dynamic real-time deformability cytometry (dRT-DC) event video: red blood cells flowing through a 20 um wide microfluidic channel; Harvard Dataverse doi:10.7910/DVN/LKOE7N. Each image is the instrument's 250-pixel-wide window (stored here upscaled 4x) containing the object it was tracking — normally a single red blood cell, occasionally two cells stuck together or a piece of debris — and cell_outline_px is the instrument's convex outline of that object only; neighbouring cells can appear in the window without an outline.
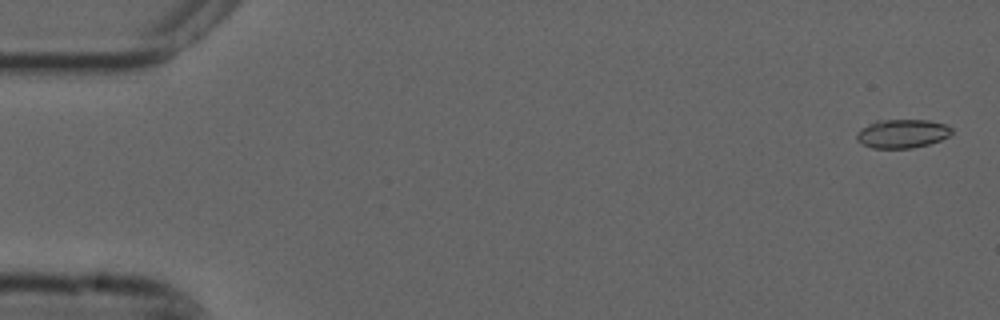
{"species": "common noctule bat (a hibernating species)", "species_latin": "Nyctalus noctula", "temperature_condition": "cold", "stored_images_in_passage": 15, "camera_frame_rate_fps": 3000, "um_per_image_px": 0.085, "animal": {"sex": "male", "forearm_length_mm": 52.5}, "frame": {"image": 1, "passage_image": 2, "time_ms": 0.333, "image_size_px": [1000, 320], "cell_outline_px": [[952, 132], [948, 136], [940, 140], [928, 144], [912, 148], [872, 148], [856, 140], [856, 132], [868, 124], [876, 120], [928, 120], [948, 124], [952, 128]], "centroid_in_image_um": [76.69, 11.35], "position_along_channel_um": 8.3, "area_um2": 15.95}}
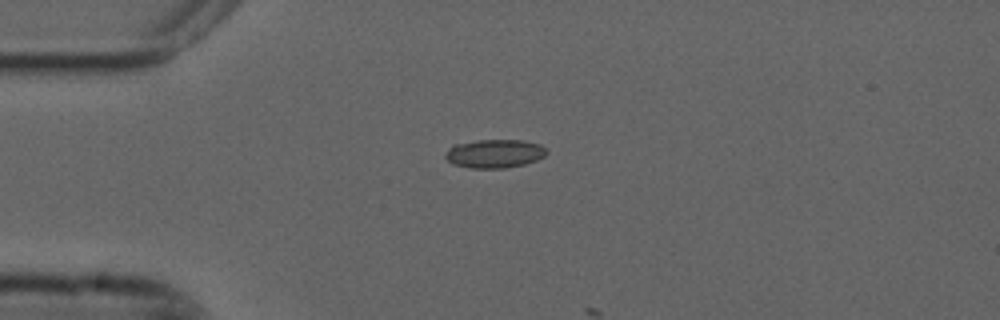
{"frame": {"image": 2, "passage_image": 14, "time_ms": 4.333, "image_size_px": [1000, 320], "cell_outline_px": [[548, 152], [544, 156], [536, 160], [524, 164], [504, 168], [468, 168], [452, 164], [444, 156], [452, 144], [476, 140], [524, 140], [540, 144]], "centroid_in_image_um": [42.01, 13.05], "position_along_channel_um": 43.0, "area_um2": 16.94}}